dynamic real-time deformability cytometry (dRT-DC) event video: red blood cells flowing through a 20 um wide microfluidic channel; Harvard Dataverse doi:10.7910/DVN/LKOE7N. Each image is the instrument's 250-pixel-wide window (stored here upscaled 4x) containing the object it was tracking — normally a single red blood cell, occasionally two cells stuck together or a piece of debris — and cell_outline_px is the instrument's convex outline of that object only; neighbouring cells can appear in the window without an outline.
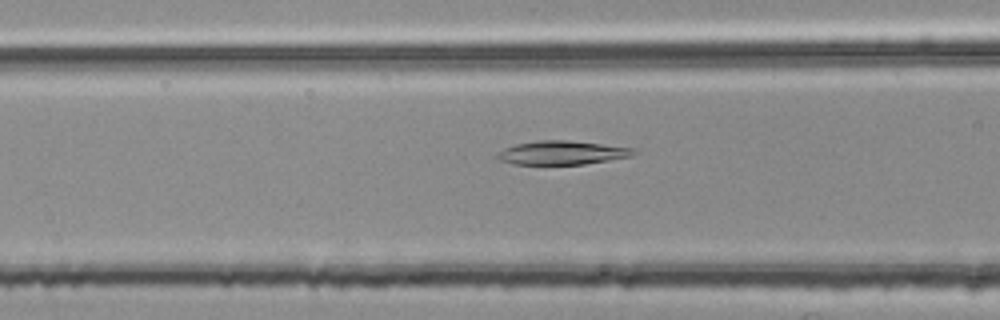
{"species": "common noctule bat (a hibernating species)", "species_latin": "Nyctalus noctula", "temperature_condition": "room temperature", "stored_images_in_passage": 39, "camera_frame_rate_fps": 3000, "um_per_image_px": 0.085, "animal": {"sex": "female", "body_mass_g": 25.1}, "frame": {"image": 1, "passage_image": 10, "time_ms": 3.0, "image_size_px": [1000, 320], "cell_outline_px": [[636, 152], [632, 156], [584, 164], [512, 164], [500, 160], [496, 156], [496, 152], [504, 148], [516, 144], [540, 140], [568, 140], [632, 148]], "centroid_in_image_um": [47.72, 12.98], "position_along_channel_um": 118.9, "area_um2": 18.67}}
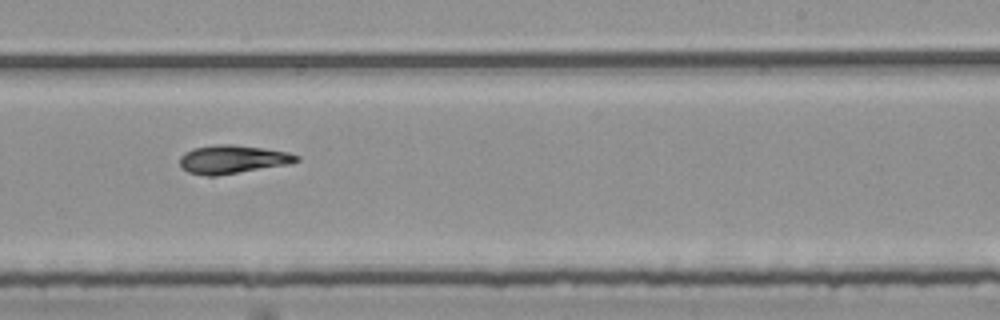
{"frame": {"image": 2, "passage_image": 22, "time_ms": 7.0, "image_size_px": [1000, 320], "cell_outline_px": [[300, 160], [288, 164], [216, 176], [204, 176], [188, 172], [180, 168], [180, 156], [184, 152], [192, 148], [216, 144], [232, 144], [264, 148], [288, 152], [300, 156]], "centroid_in_image_um": [19.73, 13.54], "position_along_channel_um": 269.3, "area_um2": 19.48}}
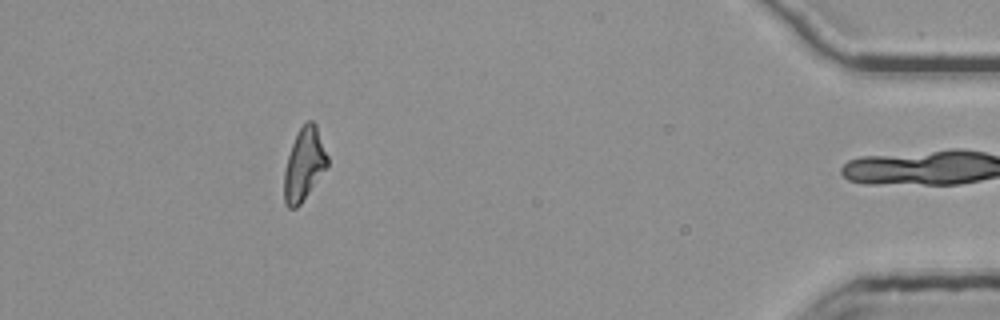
{"frame": {"image": 3, "passage_image": 38, "time_ms": 12.333, "image_size_px": [1000, 320], "cell_outline_px": [[328, 164], [300, 204], [296, 208], [288, 208], [284, 204], [284, 172], [288, 156], [292, 144], [300, 128], [308, 120], [312, 120], [316, 124], [328, 156]], "centroid_in_image_um": [25.83, 13.97], "position_along_channel_um": 409.4, "area_um2": 17.92}, "authors_computed_cell_mechanics": {"area_um2": 18.7272, "velocity_mm_per_s": 3.7628, "shape_relaxation_time_tau1_ms": 9.6942, "shape_relaxation_time_tau2_ms": null, "deformation_change_tau1": 0.2413, "deformation_change_tau2": null}}